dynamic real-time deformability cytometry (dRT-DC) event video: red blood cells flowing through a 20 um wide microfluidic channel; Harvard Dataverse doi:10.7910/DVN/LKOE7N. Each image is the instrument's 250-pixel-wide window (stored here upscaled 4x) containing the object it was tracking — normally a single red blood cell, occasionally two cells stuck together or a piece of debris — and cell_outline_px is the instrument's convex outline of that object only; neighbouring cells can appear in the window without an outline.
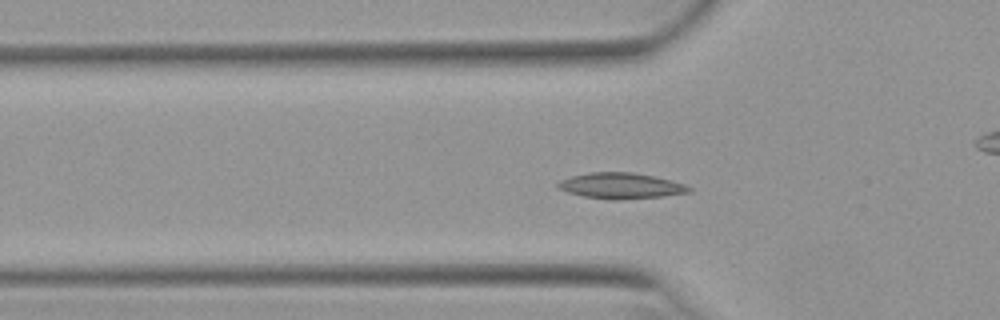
{"species": "Egyptian fruit bat (a non-hibernating species)", "species_latin": "Rousettus aegyptiacus", "temperature_condition": "warm", "stored_images_in_passage": 51, "camera_frame_rate_fps": 3000, "um_per_image_px": 0.085, "animal": {"sex": "female"}, "frame": {"image": 1, "passage_image": 15, "time_ms": 4.667, "image_size_px": [1000, 320], "cell_outline_px": [[692, 192], [664, 196], [620, 200], [612, 200], [584, 196], [568, 192], [556, 188], [556, 184], [560, 180], [572, 176], [588, 172], [632, 172], [656, 176], [672, 180], [684, 184], [692, 188]], "centroid_in_image_um": [52.79, 15.79], "position_along_channel_um": 73.0, "area_um2": 19.94}}
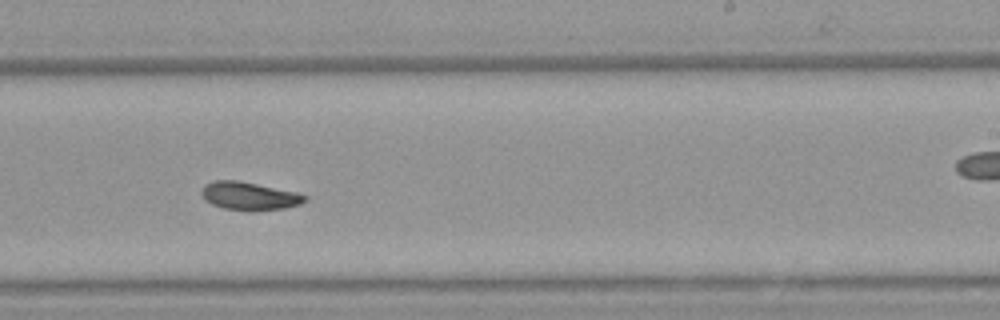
{"frame": {"image": 2, "passage_image": 30, "time_ms": 9.667, "image_size_px": [1000, 320], "cell_outline_px": [[308, 200], [300, 204], [284, 208], [248, 212], [224, 208], [212, 204], [204, 200], [200, 192], [204, 184], [216, 180], [240, 180], [296, 192], [308, 196]], "centroid_in_image_um": [21.18, 16.66], "position_along_channel_um": 267.8, "area_um2": 17.22}}
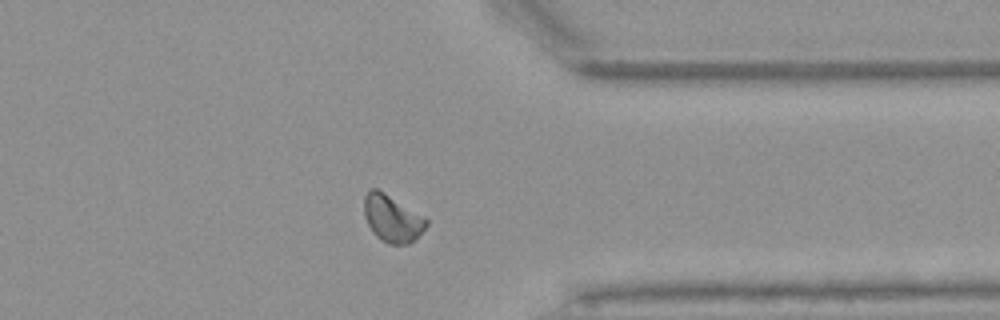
{"frame": {"image": 3, "passage_image": 39, "time_ms": 12.667, "image_size_px": [1000, 320], "cell_outline_px": [[428, 224], [408, 244], [388, 244], [380, 240], [372, 232], [364, 216], [364, 196], [368, 188], [376, 188], [384, 192], [428, 220]], "centroid_in_image_um": [33.27, 18.56], "position_along_channel_um": 378.1, "area_um2": 16.76}, "authors_computed_cell_mechanics": {"area_um2": 16.9932, "velocity_mm_per_s": 3.9026, "shape_relaxation_time_tau1_ms": 5.5314, "shape_relaxation_time_tau2_ms": null, "deformation_change_tau1": 0.1335, "deformation_change_tau2": null}}